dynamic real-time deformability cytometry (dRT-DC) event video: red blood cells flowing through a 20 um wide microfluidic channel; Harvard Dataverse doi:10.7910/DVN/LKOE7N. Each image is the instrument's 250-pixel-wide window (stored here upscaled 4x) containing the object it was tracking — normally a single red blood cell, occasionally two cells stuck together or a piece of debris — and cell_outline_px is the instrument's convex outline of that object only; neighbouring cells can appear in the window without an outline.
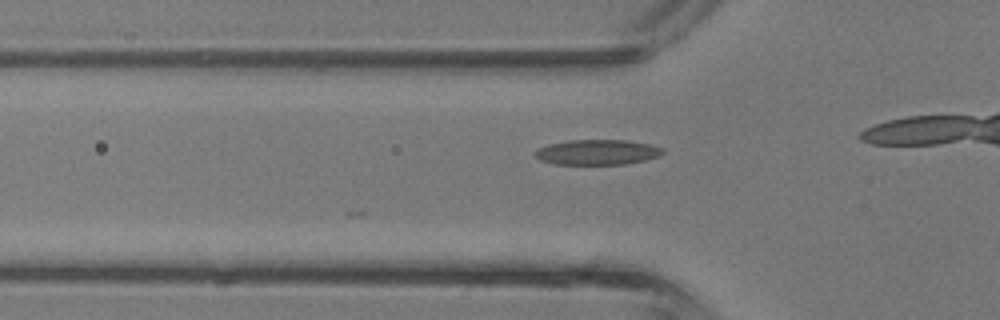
{"species": "common noctule bat (a hibernating species)", "species_latin": "Nyctalus noctula", "temperature_condition": "room temperature", "stored_images_in_passage": 11, "camera_frame_rate_fps": 3000, "um_per_image_px": 0.085, "animal": {"sex": "male", "body_mass_g": 13.3}, "frame": {"image": 1, "passage_image": 2, "time_ms": 0.333, "image_size_px": [1000, 320], "cell_outline_px": [[664, 152], [660, 156], [628, 164], [552, 164], [540, 160], [532, 152], [548, 144], [568, 140], [624, 140], [648, 144], [664, 148]], "centroid_in_image_um": [50.76, 12.94], "position_along_channel_um": 75.0, "area_um2": 18.79}}
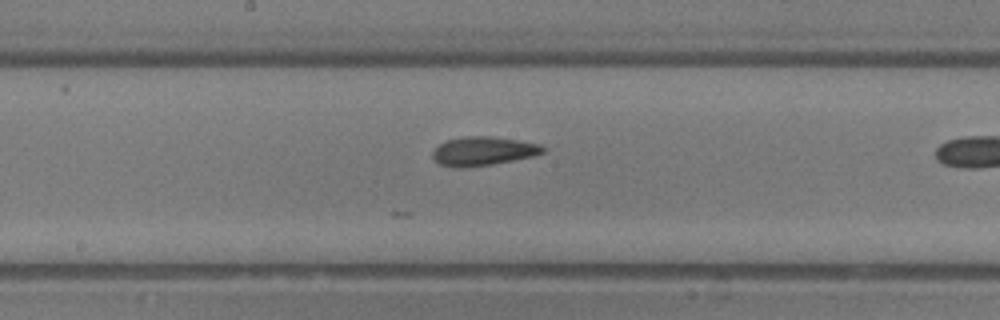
{"frame": {"image": 2, "passage_image": 10, "time_ms": 3.0, "image_size_px": [1000, 320], "cell_outline_px": [[548, 148], [544, 152], [532, 156], [492, 164], [460, 168], [440, 164], [432, 160], [432, 152], [440, 144], [448, 140], [464, 136], [492, 136], [540, 144]], "centroid_in_image_um": [41.06, 12.84], "position_along_channel_um": 207.1, "area_um2": 18.44}}